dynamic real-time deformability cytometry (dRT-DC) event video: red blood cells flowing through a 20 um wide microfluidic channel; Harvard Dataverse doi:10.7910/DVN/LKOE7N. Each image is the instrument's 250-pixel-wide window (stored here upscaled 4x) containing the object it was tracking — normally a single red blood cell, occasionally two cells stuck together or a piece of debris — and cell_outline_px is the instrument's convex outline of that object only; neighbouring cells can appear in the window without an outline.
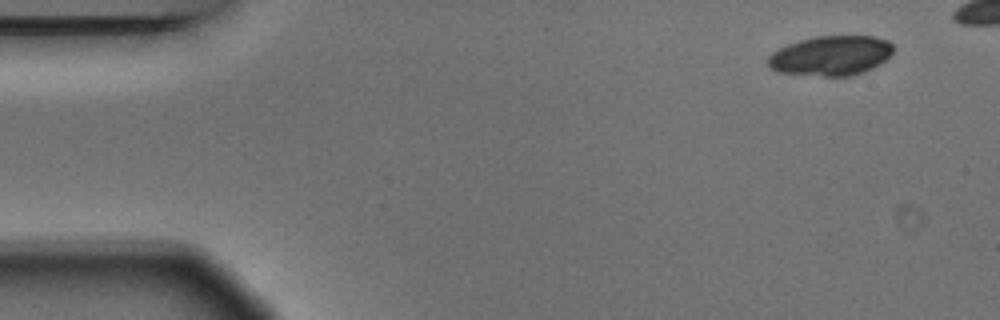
{"species": "Egyptian fruit bat (a non-hibernating species)", "species_latin": "Rousettus aegyptiacus", "temperature_condition": "warm", "stored_images_in_passage": 5, "camera_frame_rate_fps": 3000, "um_per_image_px": 0.085, "animal": {"sex": "male"}, "frame": {"image": 1, "passage_image": 1, "time_ms": 0.0, "image_size_px": [1000, 320], "cell_outline_px": [[892, 52], [880, 64], [872, 68], [852, 76], [824, 76], [776, 72], [768, 68], [768, 56], [772, 52], [788, 44], [800, 40], [816, 36], [872, 36], [888, 40], [892, 44]], "centroid_in_image_um": [70.59, 4.73], "position_along_channel_um": 14.4, "area_um2": 29.02}}